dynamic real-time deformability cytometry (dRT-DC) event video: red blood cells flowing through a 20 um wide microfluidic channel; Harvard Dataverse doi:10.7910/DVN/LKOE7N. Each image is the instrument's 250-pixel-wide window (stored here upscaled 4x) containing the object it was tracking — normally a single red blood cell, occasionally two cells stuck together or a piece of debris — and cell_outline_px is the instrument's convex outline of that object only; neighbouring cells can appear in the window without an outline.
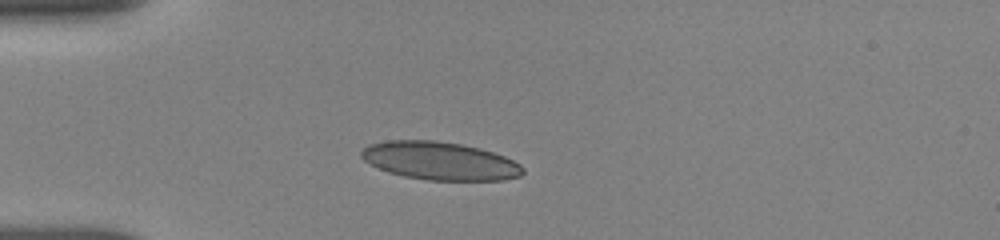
{"species": "human", "species_latin": "Homo sapiens", "temperature_condition": "room temperature", "stored_images_in_passage": 11, "camera_frame_rate_fps": 3000, "um_per_image_px": 0.085, "donor": {"sex": "female"}, "frame": {"image": 1, "passage_image": 1, "time_ms": 0.0, "image_size_px": [1000, 240], "cell_outline_px": [[524, 172], [520, 176], [504, 180], [428, 180], [404, 176], [388, 172], [364, 160], [360, 156], [360, 152], [368, 144], [388, 140], [436, 140], [460, 144], [480, 148], [504, 156], [520, 164], [524, 168]], "centroid_in_image_um": [37.39, 13.67], "position_along_channel_um": 47.6, "area_um2": 35.78}}
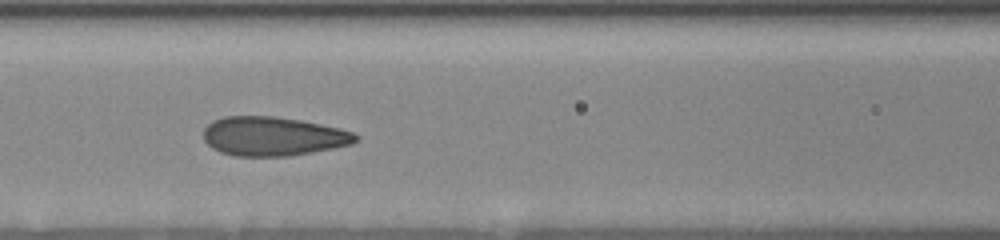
{"frame": {"image": 2, "passage_image": 7, "time_ms": 3.0, "image_size_px": [1000, 240], "cell_outline_px": [[360, 140], [352, 144], [312, 152], [288, 156], [232, 156], [220, 152], [212, 148], [204, 140], [204, 128], [212, 120], [224, 116], [272, 116], [300, 120], [340, 128], [352, 132], [360, 136]], "centroid_in_image_um": [23.2, 11.58], "position_along_channel_um": 143.4, "area_um2": 34.8}}
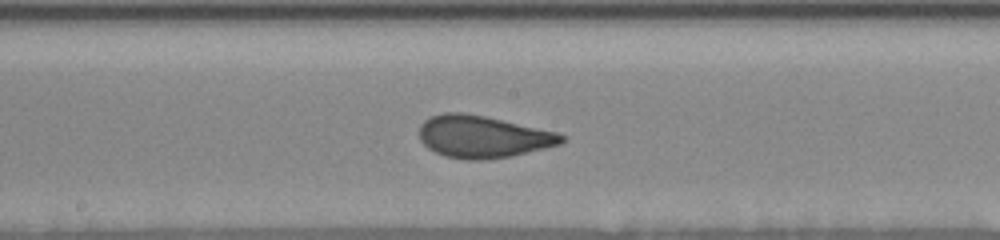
{"frame": {"image": 3, "passage_image": 10, "time_ms": 4.667, "image_size_px": [1000, 240], "cell_outline_px": [[568, 136], [560, 144], [508, 156], [480, 160], [464, 160], [444, 156], [428, 148], [420, 140], [420, 124], [424, 120], [432, 116], [444, 112], [460, 112], [484, 116], [556, 132]], "centroid_in_image_um": [41.0, 11.61], "position_along_channel_um": 207.2, "area_um2": 34.56}}